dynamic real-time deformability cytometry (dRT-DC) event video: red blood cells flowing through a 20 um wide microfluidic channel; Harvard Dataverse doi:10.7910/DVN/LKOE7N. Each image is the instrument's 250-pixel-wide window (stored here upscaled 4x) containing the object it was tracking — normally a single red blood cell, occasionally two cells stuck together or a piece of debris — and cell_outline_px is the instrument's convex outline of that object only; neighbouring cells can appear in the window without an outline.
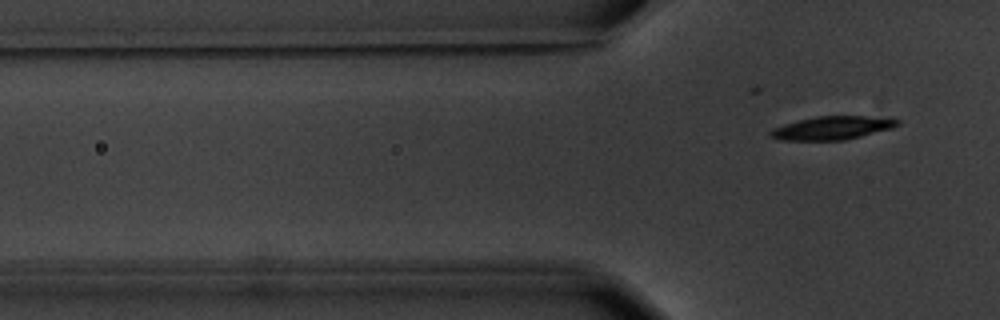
{"species": "common noctule bat (a hibernating species)", "species_latin": "Nyctalus noctula", "temperature_condition": "warm", "stored_images_in_passage": 6, "camera_frame_rate_fps": 3000, "um_per_image_px": 0.085, "animal": {"sex": "male", "body_mass_g": 20.1, "forearm_length_mm": 53.5}, "frame": {"image": 1, "passage_image": 6, "time_ms": 7.0, "image_size_px": [1000, 320], "cell_outline_px": [[900, 124], [892, 128], [844, 140], [780, 140], [768, 136], [768, 132], [772, 128], [784, 124], [816, 116], [896, 116], [900, 120]], "centroid_in_image_um": [70.8, 10.85], "position_along_channel_um": 55.0, "area_um2": 17.57}}